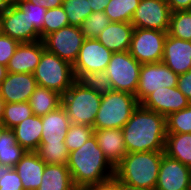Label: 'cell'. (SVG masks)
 Segmentation results:
<instances>
[{
	"instance_id": "11",
	"label": "cell",
	"mask_w": 191,
	"mask_h": 190,
	"mask_svg": "<svg viewBox=\"0 0 191 190\" xmlns=\"http://www.w3.org/2000/svg\"><path fill=\"white\" fill-rule=\"evenodd\" d=\"M1 33L20 43L40 41V32L30 23L28 10H22L15 2L0 12Z\"/></svg>"
},
{
	"instance_id": "38",
	"label": "cell",
	"mask_w": 191,
	"mask_h": 190,
	"mask_svg": "<svg viewBox=\"0 0 191 190\" xmlns=\"http://www.w3.org/2000/svg\"><path fill=\"white\" fill-rule=\"evenodd\" d=\"M0 190H23L21 178L14 168L0 165Z\"/></svg>"
},
{
	"instance_id": "32",
	"label": "cell",
	"mask_w": 191,
	"mask_h": 190,
	"mask_svg": "<svg viewBox=\"0 0 191 190\" xmlns=\"http://www.w3.org/2000/svg\"><path fill=\"white\" fill-rule=\"evenodd\" d=\"M69 20V25L80 27L93 12L88 0H63L62 4Z\"/></svg>"
},
{
	"instance_id": "4",
	"label": "cell",
	"mask_w": 191,
	"mask_h": 190,
	"mask_svg": "<svg viewBox=\"0 0 191 190\" xmlns=\"http://www.w3.org/2000/svg\"><path fill=\"white\" fill-rule=\"evenodd\" d=\"M138 105L136 96L127 92L111 90L102 95L93 125L94 130L122 129Z\"/></svg>"
},
{
	"instance_id": "46",
	"label": "cell",
	"mask_w": 191,
	"mask_h": 190,
	"mask_svg": "<svg viewBox=\"0 0 191 190\" xmlns=\"http://www.w3.org/2000/svg\"><path fill=\"white\" fill-rule=\"evenodd\" d=\"M119 190H150V189L132 186L127 183L119 181Z\"/></svg>"
},
{
	"instance_id": "39",
	"label": "cell",
	"mask_w": 191,
	"mask_h": 190,
	"mask_svg": "<svg viewBox=\"0 0 191 190\" xmlns=\"http://www.w3.org/2000/svg\"><path fill=\"white\" fill-rule=\"evenodd\" d=\"M15 3L22 9L28 10V16L30 23L34 24V27L40 32L43 29L44 16L47 9L40 5L33 4L27 0H15Z\"/></svg>"
},
{
	"instance_id": "29",
	"label": "cell",
	"mask_w": 191,
	"mask_h": 190,
	"mask_svg": "<svg viewBox=\"0 0 191 190\" xmlns=\"http://www.w3.org/2000/svg\"><path fill=\"white\" fill-rule=\"evenodd\" d=\"M167 34L191 41V10L171 12Z\"/></svg>"
},
{
	"instance_id": "51",
	"label": "cell",
	"mask_w": 191,
	"mask_h": 190,
	"mask_svg": "<svg viewBox=\"0 0 191 190\" xmlns=\"http://www.w3.org/2000/svg\"><path fill=\"white\" fill-rule=\"evenodd\" d=\"M4 128L3 123L0 121V132L2 131V129Z\"/></svg>"
},
{
	"instance_id": "15",
	"label": "cell",
	"mask_w": 191,
	"mask_h": 190,
	"mask_svg": "<svg viewBox=\"0 0 191 190\" xmlns=\"http://www.w3.org/2000/svg\"><path fill=\"white\" fill-rule=\"evenodd\" d=\"M140 104L167 117L187 108L191 102L177 87H163V89L150 93Z\"/></svg>"
},
{
	"instance_id": "8",
	"label": "cell",
	"mask_w": 191,
	"mask_h": 190,
	"mask_svg": "<svg viewBox=\"0 0 191 190\" xmlns=\"http://www.w3.org/2000/svg\"><path fill=\"white\" fill-rule=\"evenodd\" d=\"M167 32L134 28L129 53L141 64L161 62Z\"/></svg>"
},
{
	"instance_id": "13",
	"label": "cell",
	"mask_w": 191,
	"mask_h": 190,
	"mask_svg": "<svg viewBox=\"0 0 191 190\" xmlns=\"http://www.w3.org/2000/svg\"><path fill=\"white\" fill-rule=\"evenodd\" d=\"M112 54L96 38L85 39L73 65L75 79L78 80L86 72L106 71Z\"/></svg>"
},
{
	"instance_id": "43",
	"label": "cell",
	"mask_w": 191,
	"mask_h": 190,
	"mask_svg": "<svg viewBox=\"0 0 191 190\" xmlns=\"http://www.w3.org/2000/svg\"><path fill=\"white\" fill-rule=\"evenodd\" d=\"M170 11L191 10V0H167Z\"/></svg>"
},
{
	"instance_id": "16",
	"label": "cell",
	"mask_w": 191,
	"mask_h": 190,
	"mask_svg": "<svg viewBox=\"0 0 191 190\" xmlns=\"http://www.w3.org/2000/svg\"><path fill=\"white\" fill-rule=\"evenodd\" d=\"M37 87L34 74L8 72L0 84V97L5 103L27 102Z\"/></svg>"
},
{
	"instance_id": "2",
	"label": "cell",
	"mask_w": 191,
	"mask_h": 190,
	"mask_svg": "<svg viewBox=\"0 0 191 190\" xmlns=\"http://www.w3.org/2000/svg\"><path fill=\"white\" fill-rule=\"evenodd\" d=\"M67 167L76 188L89 187L115 176V168L105 158L94 135L69 153Z\"/></svg>"
},
{
	"instance_id": "19",
	"label": "cell",
	"mask_w": 191,
	"mask_h": 190,
	"mask_svg": "<svg viewBox=\"0 0 191 190\" xmlns=\"http://www.w3.org/2000/svg\"><path fill=\"white\" fill-rule=\"evenodd\" d=\"M94 136L105 158L115 168L127 154L122 129L94 130Z\"/></svg>"
},
{
	"instance_id": "24",
	"label": "cell",
	"mask_w": 191,
	"mask_h": 190,
	"mask_svg": "<svg viewBox=\"0 0 191 190\" xmlns=\"http://www.w3.org/2000/svg\"><path fill=\"white\" fill-rule=\"evenodd\" d=\"M67 165L46 164L37 190H75Z\"/></svg>"
},
{
	"instance_id": "3",
	"label": "cell",
	"mask_w": 191,
	"mask_h": 190,
	"mask_svg": "<svg viewBox=\"0 0 191 190\" xmlns=\"http://www.w3.org/2000/svg\"><path fill=\"white\" fill-rule=\"evenodd\" d=\"M164 151L127 153L115 167V177L132 186L155 190Z\"/></svg>"
},
{
	"instance_id": "20",
	"label": "cell",
	"mask_w": 191,
	"mask_h": 190,
	"mask_svg": "<svg viewBox=\"0 0 191 190\" xmlns=\"http://www.w3.org/2000/svg\"><path fill=\"white\" fill-rule=\"evenodd\" d=\"M46 163L35 151H26L14 169L21 178L23 190H37L41 184Z\"/></svg>"
},
{
	"instance_id": "34",
	"label": "cell",
	"mask_w": 191,
	"mask_h": 190,
	"mask_svg": "<svg viewBox=\"0 0 191 190\" xmlns=\"http://www.w3.org/2000/svg\"><path fill=\"white\" fill-rule=\"evenodd\" d=\"M78 81L101 96L113 90L111 80L106 71L86 72Z\"/></svg>"
},
{
	"instance_id": "50",
	"label": "cell",
	"mask_w": 191,
	"mask_h": 190,
	"mask_svg": "<svg viewBox=\"0 0 191 190\" xmlns=\"http://www.w3.org/2000/svg\"><path fill=\"white\" fill-rule=\"evenodd\" d=\"M75 190H94L91 186L89 187H79V188H75Z\"/></svg>"
},
{
	"instance_id": "33",
	"label": "cell",
	"mask_w": 191,
	"mask_h": 190,
	"mask_svg": "<svg viewBox=\"0 0 191 190\" xmlns=\"http://www.w3.org/2000/svg\"><path fill=\"white\" fill-rule=\"evenodd\" d=\"M93 135L94 128L92 126L71 123L64 143L70 153L79 149Z\"/></svg>"
},
{
	"instance_id": "9",
	"label": "cell",
	"mask_w": 191,
	"mask_h": 190,
	"mask_svg": "<svg viewBox=\"0 0 191 190\" xmlns=\"http://www.w3.org/2000/svg\"><path fill=\"white\" fill-rule=\"evenodd\" d=\"M84 40L80 27L68 25L46 35L42 42L46 51L57 55L73 66Z\"/></svg>"
},
{
	"instance_id": "7",
	"label": "cell",
	"mask_w": 191,
	"mask_h": 190,
	"mask_svg": "<svg viewBox=\"0 0 191 190\" xmlns=\"http://www.w3.org/2000/svg\"><path fill=\"white\" fill-rule=\"evenodd\" d=\"M141 65L129 51L113 52L106 68L113 90L135 95Z\"/></svg>"
},
{
	"instance_id": "6",
	"label": "cell",
	"mask_w": 191,
	"mask_h": 190,
	"mask_svg": "<svg viewBox=\"0 0 191 190\" xmlns=\"http://www.w3.org/2000/svg\"><path fill=\"white\" fill-rule=\"evenodd\" d=\"M38 86L48 88L63 95L76 80L73 66L57 55L44 51L34 71Z\"/></svg>"
},
{
	"instance_id": "27",
	"label": "cell",
	"mask_w": 191,
	"mask_h": 190,
	"mask_svg": "<svg viewBox=\"0 0 191 190\" xmlns=\"http://www.w3.org/2000/svg\"><path fill=\"white\" fill-rule=\"evenodd\" d=\"M25 153L17 143L13 130L4 127L0 132V165L14 168Z\"/></svg>"
},
{
	"instance_id": "25",
	"label": "cell",
	"mask_w": 191,
	"mask_h": 190,
	"mask_svg": "<svg viewBox=\"0 0 191 190\" xmlns=\"http://www.w3.org/2000/svg\"><path fill=\"white\" fill-rule=\"evenodd\" d=\"M164 154L191 168V133L167 134Z\"/></svg>"
},
{
	"instance_id": "5",
	"label": "cell",
	"mask_w": 191,
	"mask_h": 190,
	"mask_svg": "<svg viewBox=\"0 0 191 190\" xmlns=\"http://www.w3.org/2000/svg\"><path fill=\"white\" fill-rule=\"evenodd\" d=\"M101 99V95L85 87L76 79L62 95L61 105L71 123L93 127Z\"/></svg>"
},
{
	"instance_id": "49",
	"label": "cell",
	"mask_w": 191,
	"mask_h": 190,
	"mask_svg": "<svg viewBox=\"0 0 191 190\" xmlns=\"http://www.w3.org/2000/svg\"><path fill=\"white\" fill-rule=\"evenodd\" d=\"M4 105H5V102H4V100L0 97V121L2 120V117H3Z\"/></svg>"
},
{
	"instance_id": "22",
	"label": "cell",
	"mask_w": 191,
	"mask_h": 190,
	"mask_svg": "<svg viewBox=\"0 0 191 190\" xmlns=\"http://www.w3.org/2000/svg\"><path fill=\"white\" fill-rule=\"evenodd\" d=\"M134 26L128 22H111L96 38L112 52L129 51Z\"/></svg>"
},
{
	"instance_id": "18",
	"label": "cell",
	"mask_w": 191,
	"mask_h": 190,
	"mask_svg": "<svg viewBox=\"0 0 191 190\" xmlns=\"http://www.w3.org/2000/svg\"><path fill=\"white\" fill-rule=\"evenodd\" d=\"M44 51L42 40L20 43L6 66L7 71L33 74Z\"/></svg>"
},
{
	"instance_id": "40",
	"label": "cell",
	"mask_w": 191,
	"mask_h": 190,
	"mask_svg": "<svg viewBox=\"0 0 191 190\" xmlns=\"http://www.w3.org/2000/svg\"><path fill=\"white\" fill-rule=\"evenodd\" d=\"M20 42L0 32V63L7 66Z\"/></svg>"
},
{
	"instance_id": "45",
	"label": "cell",
	"mask_w": 191,
	"mask_h": 190,
	"mask_svg": "<svg viewBox=\"0 0 191 190\" xmlns=\"http://www.w3.org/2000/svg\"><path fill=\"white\" fill-rule=\"evenodd\" d=\"M110 0H88L93 12H102L107 7Z\"/></svg>"
},
{
	"instance_id": "1",
	"label": "cell",
	"mask_w": 191,
	"mask_h": 190,
	"mask_svg": "<svg viewBox=\"0 0 191 190\" xmlns=\"http://www.w3.org/2000/svg\"><path fill=\"white\" fill-rule=\"evenodd\" d=\"M122 132L127 153L164 151L166 117L139 104Z\"/></svg>"
},
{
	"instance_id": "30",
	"label": "cell",
	"mask_w": 191,
	"mask_h": 190,
	"mask_svg": "<svg viewBox=\"0 0 191 190\" xmlns=\"http://www.w3.org/2000/svg\"><path fill=\"white\" fill-rule=\"evenodd\" d=\"M33 114L29 102L5 103L1 122L5 128L12 129Z\"/></svg>"
},
{
	"instance_id": "17",
	"label": "cell",
	"mask_w": 191,
	"mask_h": 190,
	"mask_svg": "<svg viewBox=\"0 0 191 190\" xmlns=\"http://www.w3.org/2000/svg\"><path fill=\"white\" fill-rule=\"evenodd\" d=\"M162 62L175 74L180 75L188 72L191 67V41L167 34Z\"/></svg>"
},
{
	"instance_id": "35",
	"label": "cell",
	"mask_w": 191,
	"mask_h": 190,
	"mask_svg": "<svg viewBox=\"0 0 191 190\" xmlns=\"http://www.w3.org/2000/svg\"><path fill=\"white\" fill-rule=\"evenodd\" d=\"M69 20L63 6L47 9L44 16L43 29L40 31L41 40L48 34L68 26Z\"/></svg>"
},
{
	"instance_id": "48",
	"label": "cell",
	"mask_w": 191,
	"mask_h": 190,
	"mask_svg": "<svg viewBox=\"0 0 191 190\" xmlns=\"http://www.w3.org/2000/svg\"><path fill=\"white\" fill-rule=\"evenodd\" d=\"M7 73H8L7 67L0 63V84L7 76Z\"/></svg>"
},
{
	"instance_id": "31",
	"label": "cell",
	"mask_w": 191,
	"mask_h": 190,
	"mask_svg": "<svg viewBox=\"0 0 191 190\" xmlns=\"http://www.w3.org/2000/svg\"><path fill=\"white\" fill-rule=\"evenodd\" d=\"M46 164L67 165L69 151L64 142L40 143L35 151Z\"/></svg>"
},
{
	"instance_id": "47",
	"label": "cell",
	"mask_w": 191,
	"mask_h": 190,
	"mask_svg": "<svg viewBox=\"0 0 191 190\" xmlns=\"http://www.w3.org/2000/svg\"><path fill=\"white\" fill-rule=\"evenodd\" d=\"M14 2L15 0H0V12L9 8Z\"/></svg>"
},
{
	"instance_id": "37",
	"label": "cell",
	"mask_w": 191,
	"mask_h": 190,
	"mask_svg": "<svg viewBox=\"0 0 191 190\" xmlns=\"http://www.w3.org/2000/svg\"><path fill=\"white\" fill-rule=\"evenodd\" d=\"M167 134L191 133V104L166 117Z\"/></svg>"
},
{
	"instance_id": "36",
	"label": "cell",
	"mask_w": 191,
	"mask_h": 190,
	"mask_svg": "<svg viewBox=\"0 0 191 190\" xmlns=\"http://www.w3.org/2000/svg\"><path fill=\"white\" fill-rule=\"evenodd\" d=\"M111 23V20L102 12H92L81 24L80 29L85 39L97 38Z\"/></svg>"
},
{
	"instance_id": "44",
	"label": "cell",
	"mask_w": 191,
	"mask_h": 190,
	"mask_svg": "<svg viewBox=\"0 0 191 190\" xmlns=\"http://www.w3.org/2000/svg\"><path fill=\"white\" fill-rule=\"evenodd\" d=\"M36 5H40L43 8L51 9L62 6L63 0H27Z\"/></svg>"
},
{
	"instance_id": "42",
	"label": "cell",
	"mask_w": 191,
	"mask_h": 190,
	"mask_svg": "<svg viewBox=\"0 0 191 190\" xmlns=\"http://www.w3.org/2000/svg\"><path fill=\"white\" fill-rule=\"evenodd\" d=\"M94 190H119V180L113 176L110 179L91 186Z\"/></svg>"
},
{
	"instance_id": "23",
	"label": "cell",
	"mask_w": 191,
	"mask_h": 190,
	"mask_svg": "<svg viewBox=\"0 0 191 190\" xmlns=\"http://www.w3.org/2000/svg\"><path fill=\"white\" fill-rule=\"evenodd\" d=\"M17 143L25 151H36L42 136V121L40 116L32 115L12 128Z\"/></svg>"
},
{
	"instance_id": "26",
	"label": "cell",
	"mask_w": 191,
	"mask_h": 190,
	"mask_svg": "<svg viewBox=\"0 0 191 190\" xmlns=\"http://www.w3.org/2000/svg\"><path fill=\"white\" fill-rule=\"evenodd\" d=\"M28 102L33 114L41 117L61 106L62 95L56 91L38 86L30 95Z\"/></svg>"
},
{
	"instance_id": "12",
	"label": "cell",
	"mask_w": 191,
	"mask_h": 190,
	"mask_svg": "<svg viewBox=\"0 0 191 190\" xmlns=\"http://www.w3.org/2000/svg\"><path fill=\"white\" fill-rule=\"evenodd\" d=\"M170 15L167 0H140L131 24L134 28L168 32Z\"/></svg>"
},
{
	"instance_id": "14",
	"label": "cell",
	"mask_w": 191,
	"mask_h": 190,
	"mask_svg": "<svg viewBox=\"0 0 191 190\" xmlns=\"http://www.w3.org/2000/svg\"><path fill=\"white\" fill-rule=\"evenodd\" d=\"M155 190H191V168L163 154Z\"/></svg>"
},
{
	"instance_id": "28",
	"label": "cell",
	"mask_w": 191,
	"mask_h": 190,
	"mask_svg": "<svg viewBox=\"0 0 191 190\" xmlns=\"http://www.w3.org/2000/svg\"><path fill=\"white\" fill-rule=\"evenodd\" d=\"M140 0H110L104 12L111 22L131 23Z\"/></svg>"
},
{
	"instance_id": "21",
	"label": "cell",
	"mask_w": 191,
	"mask_h": 190,
	"mask_svg": "<svg viewBox=\"0 0 191 190\" xmlns=\"http://www.w3.org/2000/svg\"><path fill=\"white\" fill-rule=\"evenodd\" d=\"M42 136L40 143L64 142L70 127V119L63 106L41 116Z\"/></svg>"
},
{
	"instance_id": "41",
	"label": "cell",
	"mask_w": 191,
	"mask_h": 190,
	"mask_svg": "<svg viewBox=\"0 0 191 190\" xmlns=\"http://www.w3.org/2000/svg\"><path fill=\"white\" fill-rule=\"evenodd\" d=\"M177 88L191 102V71L180 74L178 77Z\"/></svg>"
},
{
	"instance_id": "10",
	"label": "cell",
	"mask_w": 191,
	"mask_h": 190,
	"mask_svg": "<svg viewBox=\"0 0 191 190\" xmlns=\"http://www.w3.org/2000/svg\"><path fill=\"white\" fill-rule=\"evenodd\" d=\"M178 74H175L162 61L141 65L136 100L140 104L150 93L163 87H177Z\"/></svg>"
}]
</instances>
